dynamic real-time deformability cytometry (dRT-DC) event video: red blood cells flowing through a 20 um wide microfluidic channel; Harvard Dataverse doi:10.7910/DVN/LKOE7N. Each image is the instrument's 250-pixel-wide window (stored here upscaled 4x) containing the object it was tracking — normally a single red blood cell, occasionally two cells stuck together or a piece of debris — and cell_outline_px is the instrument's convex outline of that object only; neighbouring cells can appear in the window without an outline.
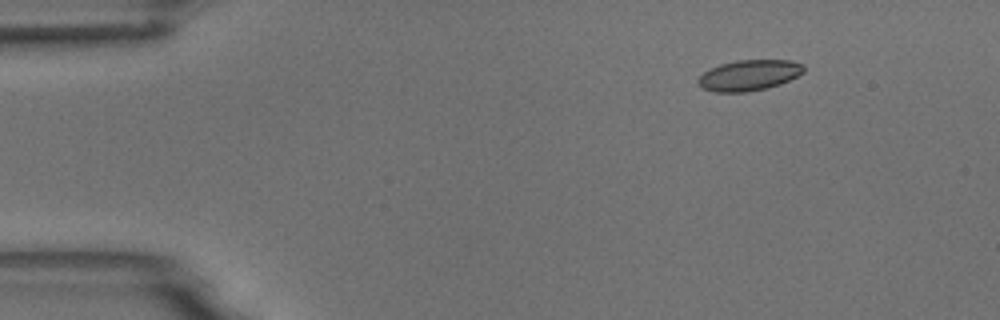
{"species": "common noctule bat (a hibernating species)", "species_latin": "Nyctalus noctula", "temperature_condition": "room temperature", "stored_images_in_passage": 11, "camera_frame_rate_fps": 3000, "um_per_image_px": 0.085, "animal": {"sex": "male", "body_mass_g": 18.8}, "frame": {"image": 1, "passage_image": 2, "time_ms": 2.0, "image_size_px": [1000, 320], "cell_outline_px": [[804, 72], [780, 84], [768, 88], [744, 92], [716, 92], [700, 88], [696, 80], [704, 72], [720, 64], [736, 60], [792, 60], [804, 64]], "centroid_in_image_um": [63.66, 6.39], "position_along_channel_um": 21.3, "area_um2": 18.96}}
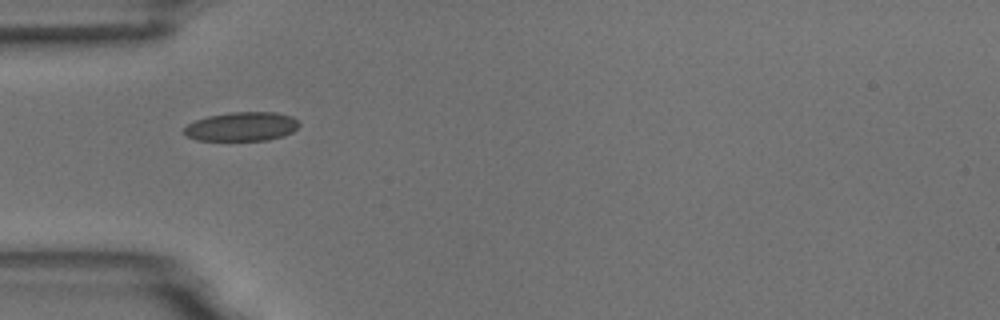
{"frame": {"image": 2, "passage_image": 5, "time_ms": 5.333, "image_size_px": [1000, 320], "cell_outline_px": [[300, 124], [292, 132], [284, 136], [268, 140], [196, 140], [188, 136], [184, 132], [184, 128], [188, 124], [196, 120], [208, 116], [232, 112], [276, 112], [292, 116]], "centroid_in_image_um": [20.57, 10.75], "position_along_channel_um": 64.4, "area_um2": 19.36}}